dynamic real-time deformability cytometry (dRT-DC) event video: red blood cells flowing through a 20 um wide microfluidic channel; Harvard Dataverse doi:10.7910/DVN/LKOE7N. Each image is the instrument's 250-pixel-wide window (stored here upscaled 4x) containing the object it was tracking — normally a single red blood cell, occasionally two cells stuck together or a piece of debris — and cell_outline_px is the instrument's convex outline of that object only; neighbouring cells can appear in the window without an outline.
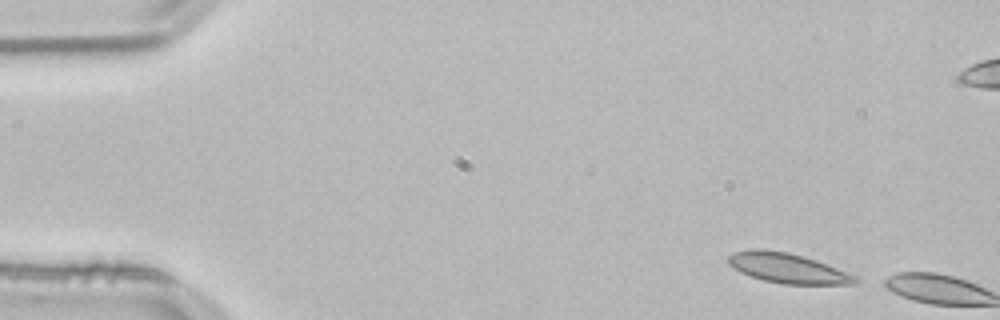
{"species": "common noctule bat (a hibernating species)", "species_latin": "Nyctalus noctula", "temperature_condition": "room temperature", "stored_images_in_passage": 2, "camera_frame_rate_fps": 3000, "um_per_image_px": 0.085, "animal": {"sex": "male", "body_mass_g": 21.5, "forearm_length_mm": 52.0}, "frame": {"image": 1, "passage_image": 1, "time_ms": 0.0, "image_size_px": [1000, 320], "cell_outline_px": [[836, 272], [828, 284], [800, 284], [772, 280], [756, 276], [740, 268], [736, 264], [744, 252], [780, 252], [796, 256], [820, 264]], "centroid_in_image_um": [66.72, 22.79], "position_along_channel_um": 18.3, "area_um2": 15.95}}